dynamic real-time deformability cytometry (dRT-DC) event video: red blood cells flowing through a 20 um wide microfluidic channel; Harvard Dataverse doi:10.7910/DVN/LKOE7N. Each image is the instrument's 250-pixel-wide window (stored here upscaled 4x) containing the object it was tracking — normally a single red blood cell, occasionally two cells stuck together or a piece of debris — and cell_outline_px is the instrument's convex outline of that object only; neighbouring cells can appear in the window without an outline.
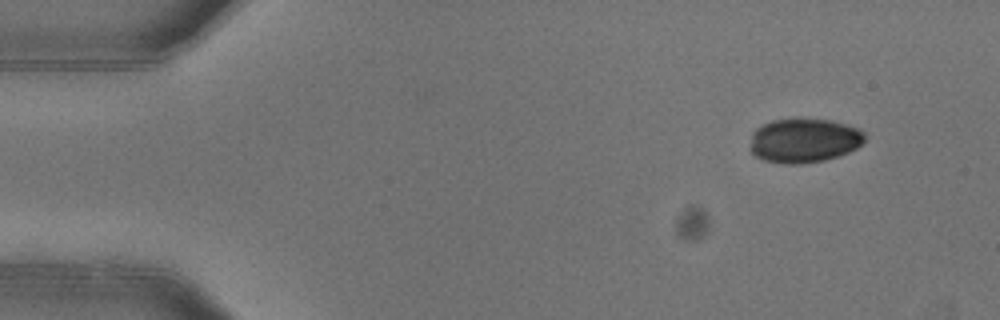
{"species": "common noctule bat (a hibernating species)", "species_latin": "Nyctalus noctula", "temperature_condition": "warm", "stored_images_in_passage": 4, "camera_frame_rate_fps": 3000, "um_per_image_px": 0.085, "animal": {"sex": "female"}, "frame": {"image": 1, "passage_image": 1, "time_ms": 0.0, "image_size_px": [1000, 320], "cell_outline_px": [[864, 140], [856, 148], [848, 152], [824, 160], [800, 164], [784, 164], [764, 160], [752, 156], [748, 148], [752, 132], [756, 128], [772, 120], [796, 116], [828, 120], [844, 124], [856, 128], [864, 132]], "centroid_in_image_um": [68.25, 11.92], "position_along_channel_um": 16.8, "area_um2": 30.17}}
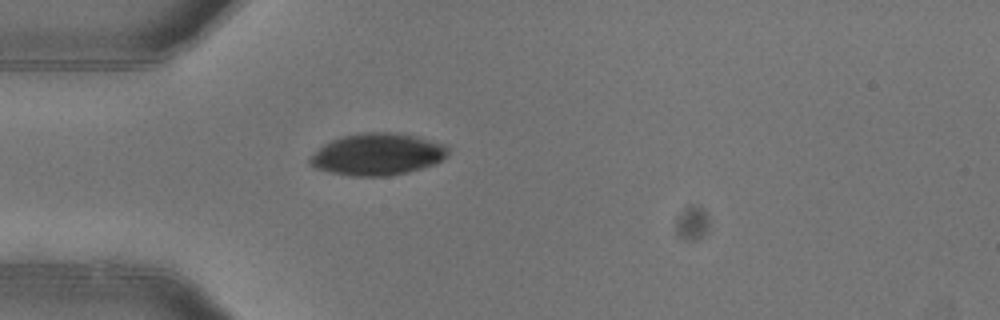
{"frame": {"image": 2, "passage_image": 4, "time_ms": 1.0, "image_size_px": [1000, 320], "cell_outline_px": [[448, 156], [444, 160], [436, 164], [408, 172], [388, 176], [352, 176], [332, 172], [316, 168], [308, 160], [324, 144], [340, 136], [360, 132], [396, 132], [416, 136], [444, 144], [448, 148]], "centroid_in_image_um": [32.14, 13.11], "position_along_channel_um": 52.9, "area_um2": 33.76}}